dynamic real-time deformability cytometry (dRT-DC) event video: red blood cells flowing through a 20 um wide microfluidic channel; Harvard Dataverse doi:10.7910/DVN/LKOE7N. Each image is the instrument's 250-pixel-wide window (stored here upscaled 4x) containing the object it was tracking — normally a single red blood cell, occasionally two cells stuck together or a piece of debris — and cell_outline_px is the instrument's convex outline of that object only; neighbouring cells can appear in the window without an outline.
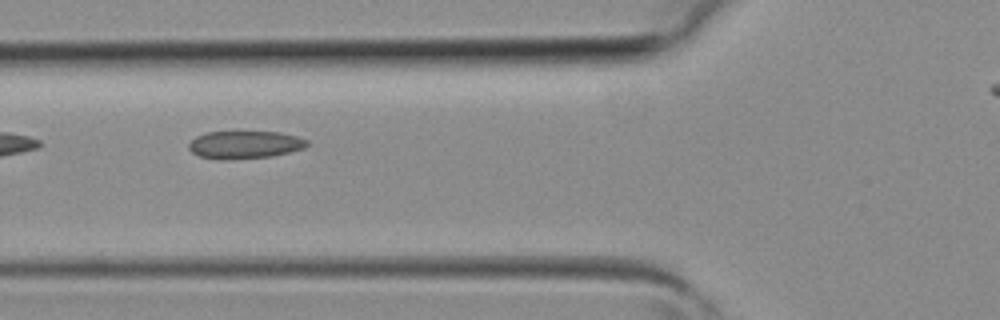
{"species": "common noctule bat (a hibernating species)", "species_latin": "Nyctalus noctula", "temperature_condition": "room temperature", "stored_images_in_passage": 2, "camera_frame_rate_fps": 3000, "um_per_image_px": 0.085, "animal": {"sex": "female", "body_mass_g": 19.3, "forearm_length_mm": 54.1}, "frame": {"image": 1, "passage_image": 2, "time_ms": 0.333, "image_size_px": [1000, 320], "cell_outline_px": [[308, 144], [304, 148], [272, 156], [228, 160], [220, 160], [200, 156], [192, 152], [188, 148], [188, 144], [196, 136], [208, 132], [280, 132], [296, 136], [308, 140]], "centroid_in_image_um": [20.79, 12.31], "position_along_channel_um": 105.0, "area_um2": 19.07}}